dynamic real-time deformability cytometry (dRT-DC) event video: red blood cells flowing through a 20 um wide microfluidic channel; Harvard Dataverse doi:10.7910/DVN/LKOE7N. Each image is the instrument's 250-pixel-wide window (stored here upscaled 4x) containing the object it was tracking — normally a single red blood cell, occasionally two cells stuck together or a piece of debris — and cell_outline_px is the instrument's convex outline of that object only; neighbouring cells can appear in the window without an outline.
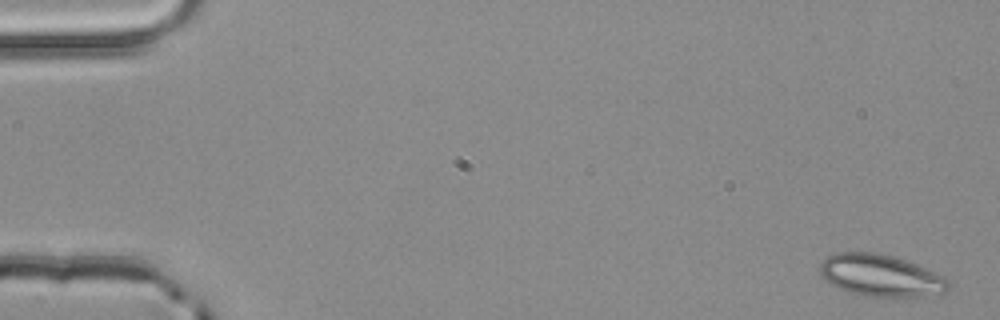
{"species": "common noctule bat (a hibernating species)", "species_latin": "Nyctalus noctula", "temperature_condition": "room temperature", "stored_images_in_passage": 4, "camera_frame_rate_fps": 3000, "um_per_image_px": 0.085, "animal": {"sex": "male", "body_mass_g": 20.4}, "frame": {"image": 1, "passage_image": 1, "time_ms": 0.0, "image_size_px": [1000, 320], "cell_outline_px": [[948, 288], [944, 292], [924, 296], [868, 296], [848, 292], [832, 284], [820, 276], [820, 264], [828, 256], [836, 252], [876, 252], [892, 256], [916, 264], [944, 276], [948, 280]], "centroid_in_image_um": [74.84, 23.4], "position_along_channel_um": 10.2, "area_um2": 31.04}}